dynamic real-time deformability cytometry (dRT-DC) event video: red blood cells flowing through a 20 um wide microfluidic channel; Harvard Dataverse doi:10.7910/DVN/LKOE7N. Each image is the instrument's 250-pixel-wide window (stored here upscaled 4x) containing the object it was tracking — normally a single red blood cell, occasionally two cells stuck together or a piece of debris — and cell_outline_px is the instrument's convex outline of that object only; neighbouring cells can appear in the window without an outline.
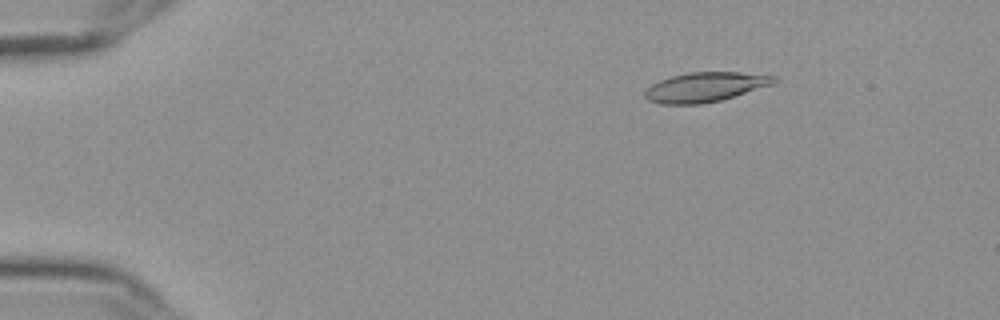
{"species": "Egyptian fruit bat (a non-hibernating species)", "species_latin": "Rousettus aegyptiacus", "temperature_condition": "cold", "stored_images_in_passage": 57, "camera_frame_rate_fps": 3000, "um_per_image_px": 0.085, "frame": {"image": 1, "passage_image": 9, "time_ms": 2.667, "image_size_px": [1000, 320], "cell_outline_px": [[776, 80], [772, 84], [720, 100], [700, 104], [660, 104], [648, 100], [644, 96], [644, 92], [652, 84], [660, 80], [672, 76], [688, 72], [740, 72], [776, 76]], "centroid_in_image_um": [59.9, 7.39], "position_along_channel_um": 25.1, "area_um2": 21.96}}
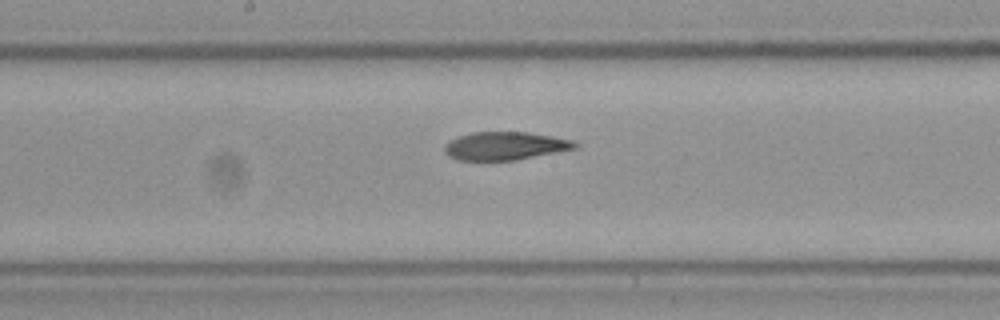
{"frame": {"image": 2, "passage_image": 31, "time_ms": 10.0, "image_size_px": [1000, 320], "cell_outline_px": [[580, 144], [576, 148], [516, 160], [460, 160], [448, 156], [444, 152], [444, 144], [460, 136], [472, 132], [528, 132], [552, 136], [572, 140]], "centroid_in_image_um": [42.93, 12.4], "position_along_channel_um": 205.3, "area_um2": 21.27}}
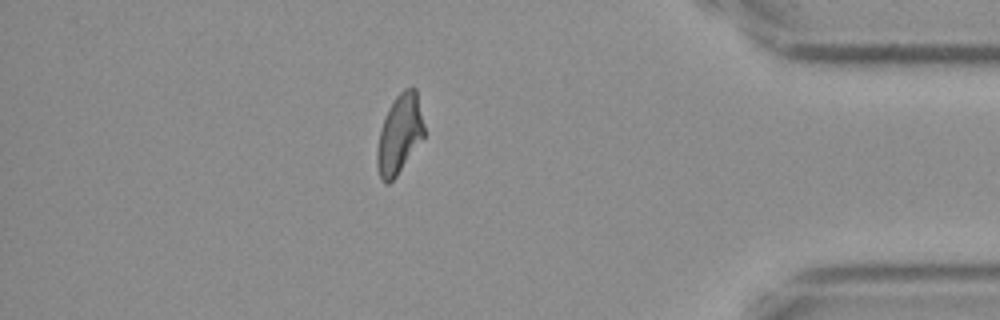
{"frame": {"image": 3, "passage_image": 50, "time_ms": 16.333, "image_size_px": [1000, 320], "cell_outline_px": [[424, 136], [396, 176], [388, 184], [384, 184], [380, 180], [376, 164], [376, 148], [380, 128], [388, 108], [396, 96], [404, 88], [416, 88], [424, 124]], "centroid_in_image_um": [33.92, 11.42], "position_along_channel_um": 401.3, "area_um2": 21.73}, "authors_computed_cell_mechanics": {"area_um2": 22.0218, "velocity_mm_per_s": 3.6074, "shape_relaxation_time_tau1_ms": null, "shape_relaxation_time_tau2_ms": 5.115, "deformation_change_tau1": null, "deformation_change_tau2": 0.1354}}